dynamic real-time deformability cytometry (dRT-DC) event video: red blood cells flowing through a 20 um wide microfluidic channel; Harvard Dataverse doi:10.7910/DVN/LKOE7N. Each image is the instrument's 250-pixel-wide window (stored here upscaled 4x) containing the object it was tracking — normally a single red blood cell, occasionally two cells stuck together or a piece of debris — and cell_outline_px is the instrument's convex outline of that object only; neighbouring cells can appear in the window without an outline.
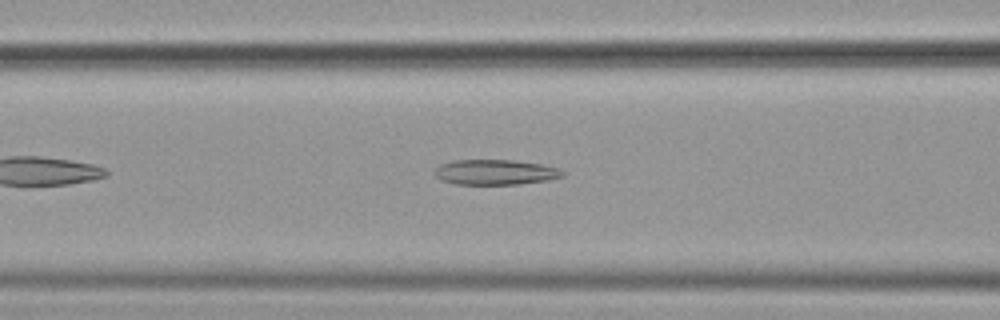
{"species": "common noctule bat (a hibernating species)", "species_latin": "Nyctalus noctula", "temperature_condition": "cold", "stored_images_in_passage": 37, "camera_frame_rate_fps": 3000, "um_per_image_px": 0.085, "animal": {"sex": "female", "body_mass_g": 19.9}, "frame": {"image": 1, "passage_image": 10, "time_ms": 3.0, "image_size_px": [1000, 320], "cell_outline_px": [[564, 176], [548, 180], [520, 184], [456, 184], [440, 180], [432, 172], [440, 164], [452, 160], [512, 160], [540, 164], [560, 168], [564, 172]], "centroid_in_image_um": [42.08, 14.63], "position_along_channel_um": 124.5, "area_um2": 18.9}}
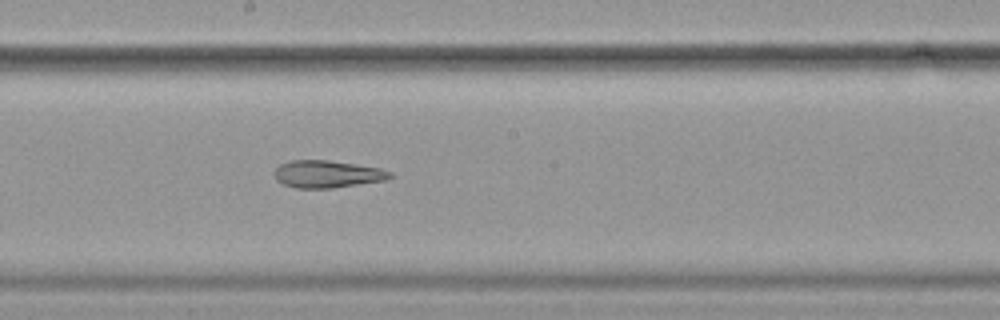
{"frame": {"image": 2, "passage_image": 18, "time_ms": 5.667, "image_size_px": [1000, 320], "cell_outline_px": [[392, 176], [384, 180], [332, 188], [296, 188], [284, 184], [276, 180], [272, 172], [280, 164], [292, 160], [328, 160], [380, 168], [392, 172]], "centroid_in_image_um": [27.77, 14.79], "position_along_channel_um": 220.4, "area_um2": 18.32}}
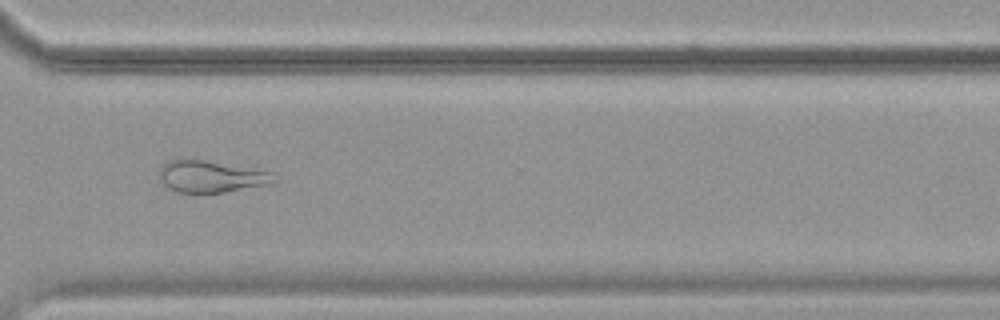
{"frame": {"image": 3, "passage_image": 29, "time_ms": 9.333, "image_size_px": [1000, 320], "cell_outline_px": [[276, 180], [260, 184], [224, 192], [176, 192], [168, 188], [160, 180], [160, 168], [168, 160], [176, 156], [204, 160], [272, 172]], "centroid_in_image_um": [17.79, 14.96], "position_along_channel_um": 352.8, "area_um2": 20.92}, "authors_computed_cell_mechanics": {"area_um2": 19.363, "velocity_mm_per_s": 3.606, "shape_relaxation_time_tau1_ms": null, "shape_relaxation_time_tau2_ms": 4.2993, "deformation_change_tau1": null, "deformation_change_tau2": 0.156}}